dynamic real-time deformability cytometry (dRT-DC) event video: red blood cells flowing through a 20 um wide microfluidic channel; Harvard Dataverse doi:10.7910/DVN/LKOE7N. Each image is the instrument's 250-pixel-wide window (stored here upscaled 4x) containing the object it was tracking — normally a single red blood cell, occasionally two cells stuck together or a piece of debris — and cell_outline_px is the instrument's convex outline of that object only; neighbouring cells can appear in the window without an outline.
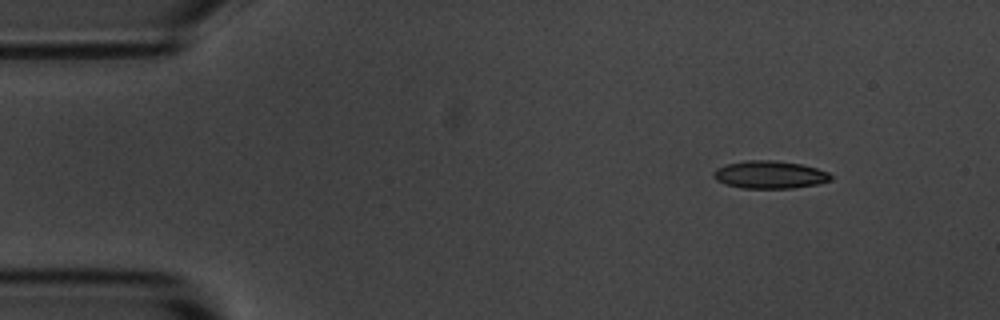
{"species": "common noctule bat (a hibernating species)", "species_latin": "Nyctalus noctula", "temperature_condition": "room temperature", "stored_images_in_passage": 4, "camera_frame_rate_fps": 3000, "um_per_image_px": 0.085, "animal": {"sex": "male", "body_mass_g": 20.1, "forearm_length_mm": 53.5}, "frame": {"image": 1, "passage_image": 1, "time_ms": 0.0, "image_size_px": [1000, 320], "cell_outline_px": [[832, 180], [820, 184], [796, 188], [744, 188], [724, 184], [716, 180], [712, 176], [712, 172], [716, 168], [728, 164], [748, 160], [772, 160], [800, 164], [816, 168], [828, 172], [832, 176]], "centroid_in_image_um": [65.43, 14.86], "position_along_channel_um": 19.6, "area_um2": 19.02}}
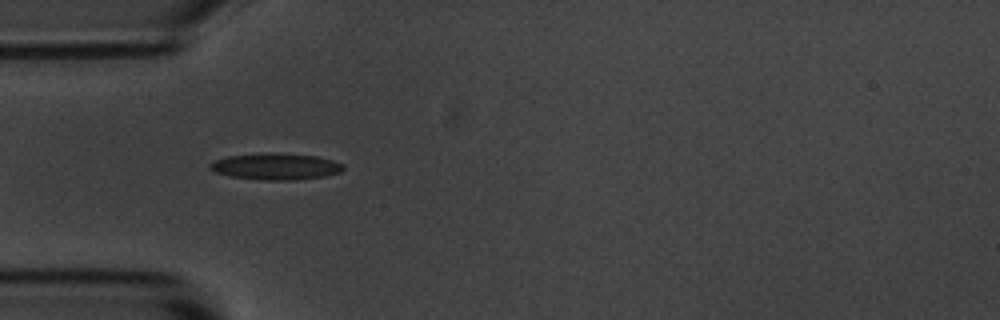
{"frame": {"image": 2, "passage_image": 3, "time_ms": 3.333, "image_size_px": [1000, 320], "cell_outline_px": [[344, 168], [340, 172], [324, 176], [296, 180], [260, 180], [228, 176], [216, 172], [208, 168], [208, 164], [216, 160], [228, 156], [272, 152], [316, 156], [332, 160], [344, 164]], "centroid_in_image_um": [23.42, 14.15], "position_along_channel_um": 61.6, "area_um2": 20.63}}